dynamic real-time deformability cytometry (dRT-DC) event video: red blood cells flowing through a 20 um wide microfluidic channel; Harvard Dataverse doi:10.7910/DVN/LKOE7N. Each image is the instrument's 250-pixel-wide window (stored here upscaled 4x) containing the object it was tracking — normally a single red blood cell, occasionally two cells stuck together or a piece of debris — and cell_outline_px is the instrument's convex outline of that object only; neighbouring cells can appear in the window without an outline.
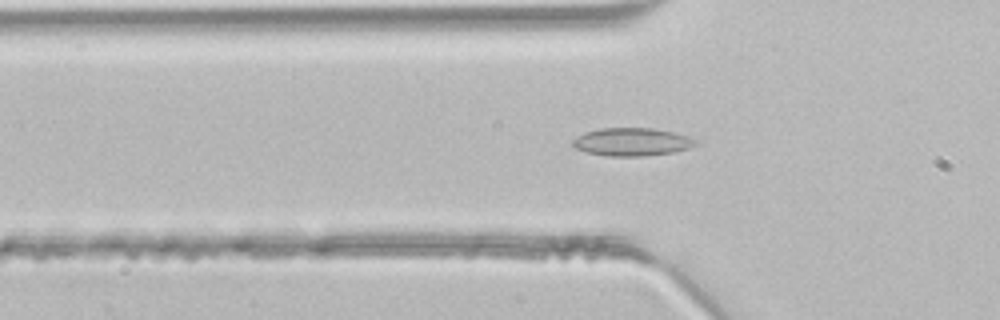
{"species": "common noctule bat (a hibernating species)", "species_latin": "Nyctalus noctula", "temperature_condition": "room temperature", "stored_images_in_passage": 42, "segment_of_instrument_passage": [1, 2], "camera_frame_rate_fps": 3000, "um_per_image_px": 0.085, "animal": {"sex": "male", "body_mass_g": 21.5, "forearm_length_mm": 52.0}, "frame": {"image": 1, "passage_image": 11, "time_ms": 3.333, "image_size_px": [1000, 320], "cell_outline_px": [[696, 144], [688, 148], [672, 152], [648, 156], [608, 156], [588, 152], [576, 148], [572, 144], [572, 140], [576, 136], [584, 132], [600, 128], [652, 128], [672, 132], [688, 136], [696, 140]], "centroid_in_image_um": [53.68, 12.06], "position_along_channel_um": 72.1, "area_um2": 19.94}}
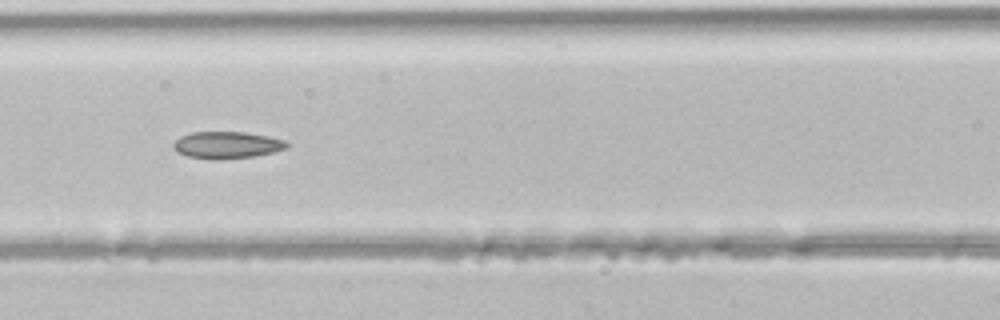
{"frame": {"image": 2, "passage_image": 16, "time_ms": 5.0, "image_size_px": [1000, 320], "cell_outline_px": [[288, 148], [272, 152], [252, 156], [220, 160], [212, 160], [188, 156], [176, 152], [172, 148], [172, 144], [180, 136], [192, 132], [244, 132], [268, 136], [284, 140], [288, 144]], "centroid_in_image_um": [19.24, 12.33], "position_along_channel_um": 147.4, "area_um2": 17.86}}
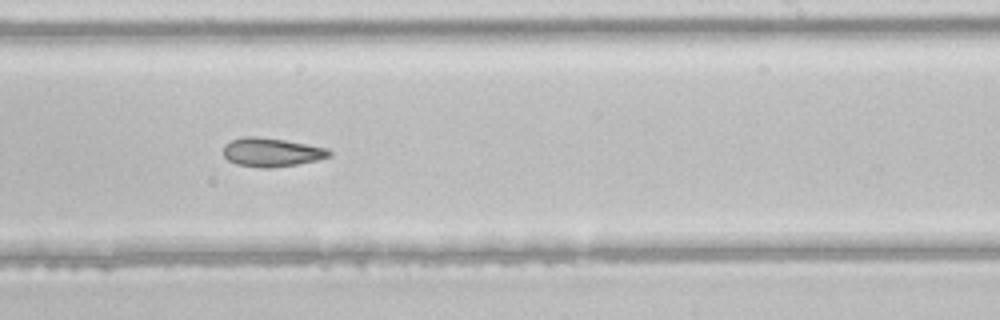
{"frame": {"image": 3, "passage_image": 24, "time_ms": 7.667, "image_size_px": [1000, 320], "cell_outline_px": [[332, 156], [316, 160], [296, 164], [268, 168], [260, 168], [236, 164], [228, 160], [224, 156], [224, 144], [232, 140], [244, 136], [256, 136], [284, 140], [328, 148], [332, 152]], "centroid_in_image_um": [23.08, 12.94], "position_along_channel_um": 265.9, "area_um2": 17.69}}